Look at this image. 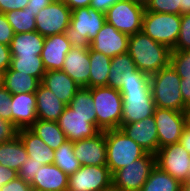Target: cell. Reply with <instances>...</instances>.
Wrapping results in <instances>:
<instances>
[{
	"instance_id": "obj_1",
	"label": "cell",
	"mask_w": 190,
	"mask_h": 191,
	"mask_svg": "<svg viewBox=\"0 0 190 191\" xmlns=\"http://www.w3.org/2000/svg\"><path fill=\"white\" fill-rule=\"evenodd\" d=\"M123 106L121 124H129L151 117L156 108L150 88V76L139 71L121 75Z\"/></svg>"
},
{
	"instance_id": "obj_2",
	"label": "cell",
	"mask_w": 190,
	"mask_h": 191,
	"mask_svg": "<svg viewBox=\"0 0 190 191\" xmlns=\"http://www.w3.org/2000/svg\"><path fill=\"white\" fill-rule=\"evenodd\" d=\"M128 53L136 68L149 76L159 72L170 63L171 50L142 31L129 35Z\"/></svg>"
},
{
	"instance_id": "obj_3",
	"label": "cell",
	"mask_w": 190,
	"mask_h": 191,
	"mask_svg": "<svg viewBox=\"0 0 190 191\" xmlns=\"http://www.w3.org/2000/svg\"><path fill=\"white\" fill-rule=\"evenodd\" d=\"M105 23L106 16L103 12L90 6L77 8L72 10L70 25L65 34L72 47L90 48L91 41Z\"/></svg>"
},
{
	"instance_id": "obj_4",
	"label": "cell",
	"mask_w": 190,
	"mask_h": 191,
	"mask_svg": "<svg viewBox=\"0 0 190 191\" xmlns=\"http://www.w3.org/2000/svg\"><path fill=\"white\" fill-rule=\"evenodd\" d=\"M180 80V76L170 64L150 76V88L156 107L190 111L180 92Z\"/></svg>"
},
{
	"instance_id": "obj_5",
	"label": "cell",
	"mask_w": 190,
	"mask_h": 191,
	"mask_svg": "<svg viewBox=\"0 0 190 191\" xmlns=\"http://www.w3.org/2000/svg\"><path fill=\"white\" fill-rule=\"evenodd\" d=\"M106 165L110 173L128 166L147 152L121 129L105 130Z\"/></svg>"
},
{
	"instance_id": "obj_6",
	"label": "cell",
	"mask_w": 190,
	"mask_h": 191,
	"mask_svg": "<svg viewBox=\"0 0 190 191\" xmlns=\"http://www.w3.org/2000/svg\"><path fill=\"white\" fill-rule=\"evenodd\" d=\"M92 98L100 131L120 129L123 98L118 89L109 86L92 88Z\"/></svg>"
},
{
	"instance_id": "obj_7",
	"label": "cell",
	"mask_w": 190,
	"mask_h": 191,
	"mask_svg": "<svg viewBox=\"0 0 190 191\" xmlns=\"http://www.w3.org/2000/svg\"><path fill=\"white\" fill-rule=\"evenodd\" d=\"M181 15L144 11L142 32L172 50L178 40Z\"/></svg>"
},
{
	"instance_id": "obj_8",
	"label": "cell",
	"mask_w": 190,
	"mask_h": 191,
	"mask_svg": "<svg viewBox=\"0 0 190 191\" xmlns=\"http://www.w3.org/2000/svg\"><path fill=\"white\" fill-rule=\"evenodd\" d=\"M155 166V155L146 153L128 166L115 171L112 174V184L121 191H140Z\"/></svg>"
},
{
	"instance_id": "obj_9",
	"label": "cell",
	"mask_w": 190,
	"mask_h": 191,
	"mask_svg": "<svg viewBox=\"0 0 190 191\" xmlns=\"http://www.w3.org/2000/svg\"><path fill=\"white\" fill-rule=\"evenodd\" d=\"M145 6L130 0L117 1L105 13L106 22L118 31L132 35L142 31Z\"/></svg>"
},
{
	"instance_id": "obj_10",
	"label": "cell",
	"mask_w": 190,
	"mask_h": 191,
	"mask_svg": "<svg viewBox=\"0 0 190 191\" xmlns=\"http://www.w3.org/2000/svg\"><path fill=\"white\" fill-rule=\"evenodd\" d=\"M153 116L157 127L159 148L179 143L183 129L190 121V111L156 107Z\"/></svg>"
},
{
	"instance_id": "obj_11",
	"label": "cell",
	"mask_w": 190,
	"mask_h": 191,
	"mask_svg": "<svg viewBox=\"0 0 190 191\" xmlns=\"http://www.w3.org/2000/svg\"><path fill=\"white\" fill-rule=\"evenodd\" d=\"M156 166L169 173L181 184L189 182L190 154L179 143L159 148L155 154Z\"/></svg>"
},
{
	"instance_id": "obj_12",
	"label": "cell",
	"mask_w": 190,
	"mask_h": 191,
	"mask_svg": "<svg viewBox=\"0 0 190 191\" xmlns=\"http://www.w3.org/2000/svg\"><path fill=\"white\" fill-rule=\"evenodd\" d=\"M72 10L64 2H51L36 15V31L44 37L65 33Z\"/></svg>"
},
{
	"instance_id": "obj_13",
	"label": "cell",
	"mask_w": 190,
	"mask_h": 191,
	"mask_svg": "<svg viewBox=\"0 0 190 191\" xmlns=\"http://www.w3.org/2000/svg\"><path fill=\"white\" fill-rule=\"evenodd\" d=\"M112 184V174L107 165L81 166L68 177L67 191H100Z\"/></svg>"
},
{
	"instance_id": "obj_14",
	"label": "cell",
	"mask_w": 190,
	"mask_h": 191,
	"mask_svg": "<svg viewBox=\"0 0 190 191\" xmlns=\"http://www.w3.org/2000/svg\"><path fill=\"white\" fill-rule=\"evenodd\" d=\"M57 122L71 142L94 137L100 132L96 116H81L68 105Z\"/></svg>"
},
{
	"instance_id": "obj_15",
	"label": "cell",
	"mask_w": 190,
	"mask_h": 191,
	"mask_svg": "<svg viewBox=\"0 0 190 191\" xmlns=\"http://www.w3.org/2000/svg\"><path fill=\"white\" fill-rule=\"evenodd\" d=\"M129 35L118 31L113 25L105 23L95 39L91 41V49L109 57L128 52Z\"/></svg>"
},
{
	"instance_id": "obj_16",
	"label": "cell",
	"mask_w": 190,
	"mask_h": 191,
	"mask_svg": "<svg viewBox=\"0 0 190 191\" xmlns=\"http://www.w3.org/2000/svg\"><path fill=\"white\" fill-rule=\"evenodd\" d=\"M73 149L82 166L106 165L105 131H100L94 137L73 142Z\"/></svg>"
},
{
	"instance_id": "obj_17",
	"label": "cell",
	"mask_w": 190,
	"mask_h": 191,
	"mask_svg": "<svg viewBox=\"0 0 190 191\" xmlns=\"http://www.w3.org/2000/svg\"><path fill=\"white\" fill-rule=\"evenodd\" d=\"M120 129L147 153L156 154L159 150L157 127L154 116L129 124H121Z\"/></svg>"
},
{
	"instance_id": "obj_18",
	"label": "cell",
	"mask_w": 190,
	"mask_h": 191,
	"mask_svg": "<svg viewBox=\"0 0 190 191\" xmlns=\"http://www.w3.org/2000/svg\"><path fill=\"white\" fill-rule=\"evenodd\" d=\"M90 68L89 48L72 47L61 70L80 87L89 88Z\"/></svg>"
},
{
	"instance_id": "obj_19",
	"label": "cell",
	"mask_w": 190,
	"mask_h": 191,
	"mask_svg": "<svg viewBox=\"0 0 190 191\" xmlns=\"http://www.w3.org/2000/svg\"><path fill=\"white\" fill-rule=\"evenodd\" d=\"M72 45L65 33L45 37L41 58L46 71L61 70Z\"/></svg>"
},
{
	"instance_id": "obj_20",
	"label": "cell",
	"mask_w": 190,
	"mask_h": 191,
	"mask_svg": "<svg viewBox=\"0 0 190 191\" xmlns=\"http://www.w3.org/2000/svg\"><path fill=\"white\" fill-rule=\"evenodd\" d=\"M12 123L19 129L30 128L37 120L35 93L11 95Z\"/></svg>"
},
{
	"instance_id": "obj_21",
	"label": "cell",
	"mask_w": 190,
	"mask_h": 191,
	"mask_svg": "<svg viewBox=\"0 0 190 191\" xmlns=\"http://www.w3.org/2000/svg\"><path fill=\"white\" fill-rule=\"evenodd\" d=\"M68 175L55 164L42 165L30 183L33 191H67Z\"/></svg>"
},
{
	"instance_id": "obj_22",
	"label": "cell",
	"mask_w": 190,
	"mask_h": 191,
	"mask_svg": "<svg viewBox=\"0 0 190 191\" xmlns=\"http://www.w3.org/2000/svg\"><path fill=\"white\" fill-rule=\"evenodd\" d=\"M37 119L58 121L67 106L42 83L35 92Z\"/></svg>"
},
{
	"instance_id": "obj_23",
	"label": "cell",
	"mask_w": 190,
	"mask_h": 191,
	"mask_svg": "<svg viewBox=\"0 0 190 191\" xmlns=\"http://www.w3.org/2000/svg\"><path fill=\"white\" fill-rule=\"evenodd\" d=\"M41 83L66 105H69L80 89V86L62 70L46 71Z\"/></svg>"
},
{
	"instance_id": "obj_24",
	"label": "cell",
	"mask_w": 190,
	"mask_h": 191,
	"mask_svg": "<svg viewBox=\"0 0 190 191\" xmlns=\"http://www.w3.org/2000/svg\"><path fill=\"white\" fill-rule=\"evenodd\" d=\"M17 135L21 139L28 157L42 165L54 164V150L29 128L19 129Z\"/></svg>"
},
{
	"instance_id": "obj_25",
	"label": "cell",
	"mask_w": 190,
	"mask_h": 191,
	"mask_svg": "<svg viewBox=\"0 0 190 191\" xmlns=\"http://www.w3.org/2000/svg\"><path fill=\"white\" fill-rule=\"evenodd\" d=\"M45 37L37 31L14 34L9 45L12 56H40Z\"/></svg>"
},
{
	"instance_id": "obj_26",
	"label": "cell",
	"mask_w": 190,
	"mask_h": 191,
	"mask_svg": "<svg viewBox=\"0 0 190 191\" xmlns=\"http://www.w3.org/2000/svg\"><path fill=\"white\" fill-rule=\"evenodd\" d=\"M27 158L28 154L18 135L12 140L0 144V164L2 166L18 172Z\"/></svg>"
},
{
	"instance_id": "obj_27",
	"label": "cell",
	"mask_w": 190,
	"mask_h": 191,
	"mask_svg": "<svg viewBox=\"0 0 190 191\" xmlns=\"http://www.w3.org/2000/svg\"><path fill=\"white\" fill-rule=\"evenodd\" d=\"M41 81L24 73H20L10 68L3 73L2 85L11 94L35 93Z\"/></svg>"
},
{
	"instance_id": "obj_28",
	"label": "cell",
	"mask_w": 190,
	"mask_h": 191,
	"mask_svg": "<svg viewBox=\"0 0 190 191\" xmlns=\"http://www.w3.org/2000/svg\"><path fill=\"white\" fill-rule=\"evenodd\" d=\"M29 129L53 150H57L67 141L65 133L61 130L57 121L37 119Z\"/></svg>"
},
{
	"instance_id": "obj_29",
	"label": "cell",
	"mask_w": 190,
	"mask_h": 191,
	"mask_svg": "<svg viewBox=\"0 0 190 191\" xmlns=\"http://www.w3.org/2000/svg\"><path fill=\"white\" fill-rule=\"evenodd\" d=\"M90 77L89 88L107 86L111 57L89 48Z\"/></svg>"
},
{
	"instance_id": "obj_30",
	"label": "cell",
	"mask_w": 190,
	"mask_h": 191,
	"mask_svg": "<svg viewBox=\"0 0 190 191\" xmlns=\"http://www.w3.org/2000/svg\"><path fill=\"white\" fill-rule=\"evenodd\" d=\"M136 70L135 63L128 52L112 57L107 86L119 89L122 86V73Z\"/></svg>"
},
{
	"instance_id": "obj_31",
	"label": "cell",
	"mask_w": 190,
	"mask_h": 191,
	"mask_svg": "<svg viewBox=\"0 0 190 191\" xmlns=\"http://www.w3.org/2000/svg\"><path fill=\"white\" fill-rule=\"evenodd\" d=\"M180 187L178 180L155 166L140 191H179Z\"/></svg>"
},
{
	"instance_id": "obj_32",
	"label": "cell",
	"mask_w": 190,
	"mask_h": 191,
	"mask_svg": "<svg viewBox=\"0 0 190 191\" xmlns=\"http://www.w3.org/2000/svg\"><path fill=\"white\" fill-rule=\"evenodd\" d=\"M10 69L34 76L40 81L46 73L41 56H12Z\"/></svg>"
},
{
	"instance_id": "obj_33",
	"label": "cell",
	"mask_w": 190,
	"mask_h": 191,
	"mask_svg": "<svg viewBox=\"0 0 190 191\" xmlns=\"http://www.w3.org/2000/svg\"><path fill=\"white\" fill-rule=\"evenodd\" d=\"M54 164L68 176L80 169L82 165L75 157L73 142L67 140L57 150H54Z\"/></svg>"
},
{
	"instance_id": "obj_34",
	"label": "cell",
	"mask_w": 190,
	"mask_h": 191,
	"mask_svg": "<svg viewBox=\"0 0 190 191\" xmlns=\"http://www.w3.org/2000/svg\"><path fill=\"white\" fill-rule=\"evenodd\" d=\"M5 15L15 34L36 31V16L27 7L8 11Z\"/></svg>"
},
{
	"instance_id": "obj_35",
	"label": "cell",
	"mask_w": 190,
	"mask_h": 191,
	"mask_svg": "<svg viewBox=\"0 0 190 191\" xmlns=\"http://www.w3.org/2000/svg\"><path fill=\"white\" fill-rule=\"evenodd\" d=\"M68 106L81 116H96L92 88L80 87Z\"/></svg>"
},
{
	"instance_id": "obj_36",
	"label": "cell",
	"mask_w": 190,
	"mask_h": 191,
	"mask_svg": "<svg viewBox=\"0 0 190 191\" xmlns=\"http://www.w3.org/2000/svg\"><path fill=\"white\" fill-rule=\"evenodd\" d=\"M169 64L180 78H190V49L171 51Z\"/></svg>"
},
{
	"instance_id": "obj_37",
	"label": "cell",
	"mask_w": 190,
	"mask_h": 191,
	"mask_svg": "<svg viewBox=\"0 0 190 191\" xmlns=\"http://www.w3.org/2000/svg\"><path fill=\"white\" fill-rule=\"evenodd\" d=\"M145 11L181 15V0H149Z\"/></svg>"
},
{
	"instance_id": "obj_38",
	"label": "cell",
	"mask_w": 190,
	"mask_h": 191,
	"mask_svg": "<svg viewBox=\"0 0 190 191\" xmlns=\"http://www.w3.org/2000/svg\"><path fill=\"white\" fill-rule=\"evenodd\" d=\"M190 49V14L181 15V28L175 47L171 51Z\"/></svg>"
},
{
	"instance_id": "obj_39",
	"label": "cell",
	"mask_w": 190,
	"mask_h": 191,
	"mask_svg": "<svg viewBox=\"0 0 190 191\" xmlns=\"http://www.w3.org/2000/svg\"><path fill=\"white\" fill-rule=\"evenodd\" d=\"M41 166V163H36L33 158L28 157L25 163L21 165L18 177L27 183H31Z\"/></svg>"
},
{
	"instance_id": "obj_40",
	"label": "cell",
	"mask_w": 190,
	"mask_h": 191,
	"mask_svg": "<svg viewBox=\"0 0 190 191\" xmlns=\"http://www.w3.org/2000/svg\"><path fill=\"white\" fill-rule=\"evenodd\" d=\"M11 95L3 85L0 86V117L12 123Z\"/></svg>"
},
{
	"instance_id": "obj_41",
	"label": "cell",
	"mask_w": 190,
	"mask_h": 191,
	"mask_svg": "<svg viewBox=\"0 0 190 191\" xmlns=\"http://www.w3.org/2000/svg\"><path fill=\"white\" fill-rule=\"evenodd\" d=\"M14 34L13 28L8 23L6 15L0 13V43L9 46Z\"/></svg>"
},
{
	"instance_id": "obj_42",
	"label": "cell",
	"mask_w": 190,
	"mask_h": 191,
	"mask_svg": "<svg viewBox=\"0 0 190 191\" xmlns=\"http://www.w3.org/2000/svg\"><path fill=\"white\" fill-rule=\"evenodd\" d=\"M18 129L13 123L0 117V144L17 136Z\"/></svg>"
},
{
	"instance_id": "obj_43",
	"label": "cell",
	"mask_w": 190,
	"mask_h": 191,
	"mask_svg": "<svg viewBox=\"0 0 190 191\" xmlns=\"http://www.w3.org/2000/svg\"><path fill=\"white\" fill-rule=\"evenodd\" d=\"M29 0H0V13L22 10L27 7Z\"/></svg>"
},
{
	"instance_id": "obj_44",
	"label": "cell",
	"mask_w": 190,
	"mask_h": 191,
	"mask_svg": "<svg viewBox=\"0 0 190 191\" xmlns=\"http://www.w3.org/2000/svg\"><path fill=\"white\" fill-rule=\"evenodd\" d=\"M0 191H33L31 189L30 183L23 181L21 178L17 177L14 180L6 183L0 187Z\"/></svg>"
},
{
	"instance_id": "obj_45",
	"label": "cell",
	"mask_w": 190,
	"mask_h": 191,
	"mask_svg": "<svg viewBox=\"0 0 190 191\" xmlns=\"http://www.w3.org/2000/svg\"><path fill=\"white\" fill-rule=\"evenodd\" d=\"M11 60L10 47L0 43V72L2 74L10 68Z\"/></svg>"
},
{
	"instance_id": "obj_46",
	"label": "cell",
	"mask_w": 190,
	"mask_h": 191,
	"mask_svg": "<svg viewBox=\"0 0 190 191\" xmlns=\"http://www.w3.org/2000/svg\"><path fill=\"white\" fill-rule=\"evenodd\" d=\"M18 177V172L14 169L4 167L0 164V187Z\"/></svg>"
},
{
	"instance_id": "obj_47",
	"label": "cell",
	"mask_w": 190,
	"mask_h": 191,
	"mask_svg": "<svg viewBox=\"0 0 190 191\" xmlns=\"http://www.w3.org/2000/svg\"><path fill=\"white\" fill-rule=\"evenodd\" d=\"M180 92H181L184 104L190 109V78H181Z\"/></svg>"
},
{
	"instance_id": "obj_48",
	"label": "cell",
	"mask_w": 190,
	"mask_h": 191,
	"mask_svg": "<svg viewBox=\"0 0 190 191\" xmlns=\"http://www.w3.org/2000/svg\"><path fill=\"white\" fill-rule=\"evenodd\" d=\"M117 1L121 0H91L90 7L105 14Z\"/></svg>"
},
{
	"instance_id": "obj_49",
	"label": "cell",
	"mask_w": 190,
	"mask_h": 191,
	"mask_svg": "<svg viewBox=\"0 0 190 191\" xmlns=\"http://www.w3.org/2000/svg\"><path fill=\"white\" fill-rule=\"evenodd\" d=\"M50 3L51 0H29L27 8L36 16L44 7Z\"/></svg>"
},
{
	"instance_id": "obj_50",
	"label": "cell",
	"mask_w": 190,
	"mask_h": 191,
	"mask_svg": "<svg viewBox=\"0 0 190 191\" xmlns=\"http://www.w3.org/2000/svg\"><path fill=\"white\" fill-rule=\"evenodd\" d=\"M179 144H181L190 154V121L186 124L181 134Z\"/></svg>"
},
{
	"instance_id": "obj_51",
	"label": "cell",
	"mask_w": 190,
	"mask_h": 191,
	"mask_svg": "<svg viewBox=\"0 0 190 191\" xmlns=\"http://www.w3.org/2000/svg\"><path fill=\"white\" fill-rule=\"evenodd\" d=\"M71 10L77 8L89 7L91 0H64L63 1Z\"/></svg>"
},
{
	"instance_id": "obj_52",
	"label": "cell",
	"mask_w": 190,
	"mask_h": 191,
	"mask_svg": "<svg viewBox=\"0 0 190 191\" xmlns=\"http://www.w3.org/2000/svg\"><path fill=\"white\" fill-rule=\"evenodd\" d=\"M190 14V0H181V15Z\"/></svg>"
},
{
	"instance_id": "obj_53",
	"label": "cell",
	"mask_w": 190,
	"mask_h": 191,
	"mask_svg": "<svg viewBox=\"0 0 190 191\" xmlns=\"http://www.w3.org/2000/svg\"><path fill=\"white\" fill-rule=\"evenodd\" d=\"M179 191H190V182L182 183Z\"/></svg>"
},
{
	"instance_id": "obj_54",
	"label": "cell",
	"mask_w": 190,
	"mask_h": 191,
	"mask_svg": "<svg viewBox=\"0 0 190 191\" xmlns=\"http://www.w3.org/2000/svg\"><path fill=\"white\" fill-rule=\"evenodd\" d=\"M100 191H121V190H119L116 186H114L113 184H111L109 187L104 188V189H102V190H100Z\"/></svg>"
},
{
	"instance_id": "obj_55",
	"label": "cell",
	"mask_w": 190,
	"mask_h": 191,
	"mask_svg": "<svg viewBox=\"0 0 190 191\" xmlns=\"http://www.w3.org/2000/svg\"><path fill=\"white\" fill-rule=\"evenodd\" d=\"M130 1L136 2V3L141 4L143 6H146V4L149 2V0H130Z\"/></svg>"
},
{
	"instance_id": "obj_56",
	"label": "cell",
	"mask_w": 190,
	"mask_h": 191,
	"mask_svg": "<svg viewBox=\"0 0 190 191\" xmlns=\"http://www.w3.org/2000/svg\"><path fill=\"white\" fill-rule=\"evenodd\" d=\"M3 74L0 72V86L2 85Z\"/></svg>"
},
{
	"instance_id": "obj_57",
	"label": "cell",
	"mask_w": 190,
	"mask_h": 191,
	"mask_svg": "<svg viewBox=\"0 0 190 191\" xmlns=\"http://www.w3.org/2000/svg\"><path fill=\"white\" fill-rule=\"evenodd\" d=\"M64 0H51V2H63Z\"/></svg>"
}]
</instances>
